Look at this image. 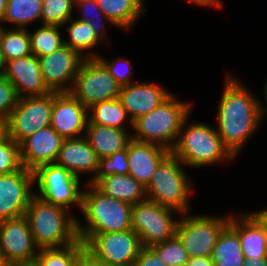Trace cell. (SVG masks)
<instances>
[{
  "instance_id": "6da1fadb",
  "label": "cell",
  "mask_w": 267,
  "mask_h": 266,
  "mask_svg": "<svg viewBox=\"0 0 267 266\" xmlns=\"http://www.w3.org/2000/svg\"><path fill=\"white\" fill-rule=\"evenodd\" d=\"M225 83L216 130L224 146L236 157L246 140L257 130L266 108L231 75L226 76Z\"/></svg>"
},
{
  "instance_id": "836d02e7",
  "label": "cell",
  "mask_w": 267,
  "mask_h": 266,
  "mask_svg": "<svg viewBox=\"0 0 267 266\" xmlns=\"http://www.w3.org/2000/svg\"><path fill=\"white\" fill-rule=\"evenodd\" d=\"M74 0H43L42 1V25L63 26L68 23L72 9L75 8Z\"/></svg>"
},
{
  "instance_id": "d4e9b609",
  "label": "cell",
  "mask_w": 267,
  "mask_h": 266,
  "mask_svg": "<svg viewBox=\"0 0 267 266\" xmlns=\"http://www.w3.org/2000/svg\"><path fill=\"white\" fill-rule=\"evenodd\" d=\"M210 259L214 266H244L246 260L239 236L229 224L220 232Z\"/></svg>"
},
{
  "instance_id": "4dcf8cb0",
  "label": "cell",
  "mask_w": 267,
  "mask_h": 266,
  "mask_svg": "<svg viewBox=\"0 0 267 266\" xmlns=\"http://www.w3.org/2000/svg\"><path fill=\"white\" fill-rule=\"evenodd\" d=\"M85 248L79 239L64 247L40 248L35 257L36 266H73L77 255Z\"/></svg>"
},
{
  "instance_id": "7402d4cb",
  "label": "cell",
  "mask_w": 267,
  "mask_h": 266,
  "mask_svg": "<svg viewBox=\"0 0 267 266\" xmlns=\"http://www.w3.org/2000/svg\"><path fill=\"white\" fill-rule=\"evenodd\" d=\"M228 224L239 236L245 259H267L265 226L252 212L242 213L237 218L231 215Z\"/></svg>"
},
{
  "instance_id": "7dc6e473",
  "label": "cell",
  "mask_w": 267,
  "mask_h": 266,
  "mask_svg": "<svg viewBox=\"0 0 267 266\" xmlns=\"http://www.w3.org/2000/svg\"><path fill=\"white\" fill-rule=\"evenodd\" d=\"M5 67H6V61H5L4 56H3L1 49H0V75L4 74Z\"/></svg>"
},
{
  "instance_id": "8d00e7d4",
  "label": "cell",
  "mask_w": 267,
  "mask_h": 266,
  "mask_svg": "<svg viewBox=\"0 0 267 266\" xmlns=\"http://www.w3.org/2000/svg\"><path fill=\"white\" fill-rule=\"evenodd\" d=\"M21 167L19 144L5 135L0 140V175L15 172Z\"/></svg>"
},
{
  "instance_id": "d6a6232c",
  "label": "cell",
  "mask_w": 267,
  "mask_h": 266,
  "mask_svg": "<svg viewBox=\"0 0 267 266\" xmlns=\"http://www.w3.org/2000/svg\"><path fill=\"white\" fill-rule=\"evenodd\" d=\"M150 248L167 266H185L190 258L176 234L164 242L152 245Z\"/></svg>"
},
{
  "instance_id": "484cf974",
  "label": "cell",
  "mask_w": 267,
  "mask_h": 266,
  "mask_svg": "<svg viewBox=\"0 0 267 266\" xmlns=\"http://www.w3.org/2000/svg\"><path fill=\"white\" fill-rule=\"evenodd\" d=\"M102 13L113 25L129 30L147 9L143 0H96Z\"/></svg>"
},
{
  "instance_id": "f35d334b",
  "label": "cell",
  "mask_w": 267,
  "mask_h": 266,
  "mask_svg": "<svg viewBox=\"0 0 267 266\" xmlns=\"http://www.w3.org/2000/svg\"><path fill=\"white\" fill-rule=\"evenodd\" d=\"M97 59L106 67L108 72L112 75V77L116 80V83L120 87L127 86L134 82L131 81L132 74V66L130 60H124L123 58H119L117 61H109L102 56H97ZM121 64V65H120ZM123 66V67H122ZM125 66V67H124Z\"/></svg>"
},
{
  "instance_id": "8992f818",
  "label": "cell",
  "mask_w": 267,
  "mask_h": 266,
  "mask_svg": "<svg viewBox=\"0 0 267 266\" xmlns=\"http://www.w3.org/2000/svg\"><path fill=\"white\" fill-rule=\"evenodd\" d=\"M184 165L170 152L157 166L150 183L145 187L147 199L160 206L186 214L189 211L191 182L183 170Z\"/></svg>"
},
{
  "instance_id": "9c48e42d",
  "label": "cell",
  "mask_w": 267,
  "mask_h": 266,
  "mask_svg": "<svg viewBox=\"0 0 267 266\" xmlns=\"http://www.w3.org/2000/svg\"><path fill=\"white\" fill-rule=\"evenodd\" d=\"M120 88L97 58H85L69 92L88 109L96 103L119 98Z\"/></svg>"
},
{
  "instance_id": "e0dca14e",
  "label": "cell",
  "mask_w": 267,
  "mask_h": 266,
  "mask_svg": "<svg viewBox=\"0 0 267 266\" xmlns=\"http://www.w3.org/2000/svg\"><path fill=\"white\" fill-rule=\"evenodd\" d=\"M64 140L51 126L28 136L19 143L22 166L34 171L41 165L54 163Z\"/></svg>"
},
{
  "instance_id": "5b68a950",
  "label": "cell",
  "mask_w": 267,
  "mask_h": 266,
  "mask_svg": "<svg viewBox=\"0 0 267 266\" xmlns=\"http://www.w3.org/2000/svg\"><path fill=\"white\" fill-rule=\"evenodd\" d=\"M185 119L178 140L171 152L189 167H204L235 158L224 146L216 129L204 123H193L184 130ZM185 125V126H184Z\"/></svg>"
},
{
  "instance_id": "f546056e",
  "label": "cell",
  "mask_w": 267,
  "mask_h": 266,
  "mask_svg": "<svg viewBox=\"0 0 267 266\" xmlns=\"http://www.w3.org/2000/svg\"><path fill=\"white\" fill-rule=\"evenodd\" d=\"M43 0H7L1 22L13 23L16 28H26L32 21L41 19Z\"/></svg>"
},
{
  "instance_id": "8fae6325",
  "label": "cell",
  "mask_w": 267,
  "mask_h": 266,
  "mask_svg": "<svg viewBox=\"0 0 267 266\" xmlns=\"http://www.w3.org/2000/svg\"><path fill=\"white\" fill-rule=\"evenodd\" d=\"M53 91L43 96L21 97L6 121V135L20 143L38 130L51 126Z\"/></svg>"
},
{
  "instance_id": "3957f363",
  "label": "cell",
  "mask_w": 267,
  "mask_h": 266,
  "mask_svg": "<svg viewBox=\"0 0 267 266\" xmlns=\"http://www.w3.org/2000/svg\"><path fill=\"white\" fill-rule=\"evenodd\" d=\"M191 104L178 101L171 94L159 106L133 122L136 141L154 143L171 151L177 140L181 127L187 117Z\"/></svg>"
},
{
  "instance_id": "816d5d0a",
  "label": "cell",
  "mask_w": 267,
  "mask_h": 266,
  "mask_svg": "<svg viewBox=\"0 0 267 266\" xmlns=\"http://www.w3.org/2000/svg\"><path fill=\"white\" fill-rule=\"evenodd\" d=\"M0 266H8V265H5L0 257Z\"/></svg>"
},
{
  "instance_id": "5bb4252c",
  "label": "cell",
  "mask_w": 267,
  "mask_h": 266,
  "mask_svg": "<svg viewBox=\"0 0 267 266\" xmlns=\"http://www.w3.org/2000/svg\"><path fill=\"white\" fill-rule=\"evenodd\" d=\"M84 59L66 45L53 53L38 57L47 87L55 92H69Z\"/></svg>"
},
{
  "instance_id": "4316f807",
  "label": "cell",
  "mask_w": 267,
  "mask_h": 266,
  "mask_svg": "<svg viewBox=\"0 0 267 266\" xmlns=\"http://www.w3.org/2000/svg\"><path fill=\"white\" fill-rule=\"evenodd\" d=\"M119 98L96 103L88 108V123L126 130L124 120L128 117Z\"/></svg>"
},
{
  "instance_id": "2e32d148",
  "label": "cell",
  "mask_w": 267,
  "mask_h": 266,
  "mask_svg": "<svg viewBox=\"0 0 267 266\" xmlns=\"http://www.w3.org/2000/svg\"><path fill=\"white\" fill-rule=\"evenodd\" d=\"M87 123L88 109L79 100L70 92L53 91L51 127L60 136L79 138L86 131Z\"/></svg>"
},
{
  "instance_id": "ffe728a7",
  "label": "cell",
  "mask_w": 267,
  "mask_h": 266,
  "mask_svg": "<svg viewBox=\"0 0 267 266\" xmlns=\"http://www.w3.org/2000/svg\"><path fill=\"white\" fill-rule=\"evenodd\" d=\"M170 152L160 145L132 139L127 147L128 174L146 187L159 163Z\"/></svg>"
},
{
  "instance_id": "60d3db41",
  "label": "cell",
  "mask_w": 267,
  "mask_h": 266,
  "mask_svg": "<svg viewBox=\"0 0 267 266\" xmlns=\"http://www.w3.org/2000/svg\"><path fill=\"white\" fill-rule=\"evenodd\" d=\"M73 266H110L96 258L89 250L84 248L78 255Z\"/></svg>"
},
{
  "instance_id": "f907efd6",
  "label": "cell",
  "mask_w": 267,
  "mask_h": 266,
  "mask_svg": "<svg viewBox=\"0 0 267 266\" xmlns=\"http://www.w3.org/2000/svg\"><path fill=\"white\" fill-rule=\"evenodd\" d=\"M11 266H36V265L32 263V264H16V265H11Z\"/></svg>"
},
{
  "instance_id": "83f0119b",
  "label": "cell",
  "mask_w": 267,
  "mask_h": 266,
  "mask_svg": "<svg viewBox=\"0 0 267 266\" xmlns=\"http://www.w3.org/2000/svg\"><path fill=\"white\" fill-rule=\"evenodd\" d=\"M70 22V26H67L66 31L68 39L64 40V45L70 47L74 51L78 52L84 58H97L96 53H83L86 50L93 49L94 46L98 45L101 40L94 29H92L87 23L80 21L78 19L68 20ZM85 54V55H84Z\"/></svg>"
},
{
  "instance_id": "ba28073f",
  "label": "cell",
  "mask_w": 267,
  "mask_h": 266,
  "mask_svg": "<svg viewBox=\"0 0 267 266\" xmlns=\"http://www.w3.org/2000/svg\"><path fill=\"white\" fill-rule=\"evenodd\" d=\"M96 258L110 266H133L143 248L140 237L132 230L98 234H78Z\"/></svg>"
},
{
  "instance_id": "c3c4849f",
  "label": "cell",
  "mask_w": 267,
  "mask_h": 266,
  "mask_svg": "<svg viewBox=\"0 0 267 266\" xmlns=\"http://www.w3.org/2000/svg\"><path fill=\"white\" fill-rule=\"evenodd\" d=\"M6 135V122L0 120V140Z\"/></svg>"
},
{
  "instance_id": "7a4b0ae2",
  "label": "cell",
  "mask_w": 267,
  "mask_h": 266,
  "mask_svg": "<svg viewBox=\"0 0 267 266\" xmlns=\"http://www.w3.org/2000/svg\"><path fill=\"white\" fill-rule=\"evenodd\" d=\"M63 207L49 204L34 195L25 216L35 244L40 248L64 247L79 240L76 217Z\"/></svg>"
},
{
  "instance_id": "bcb514c9",
  "label": "cell",
  "mask_w": 267,
  "mask_h": 266,
  "mask_svg": "<svg viewBox=\"0 0 267 266\" xmlns=\"http://www.w3.org/2000/svg\"><path fill=\"white\" fill-rule=\"evenodd\" d=\"M7 7V0H0V22L5 14Z\"/></svg>"
},
{
  "instance_id": "d590c367",
  "label": "cell",
  "mask_w": 267,
  "mask_h": 266,
  "mask_svg": "<svg viewBox=\"0 0 267 266\" xmlns=\"http://www.w3.org/2000/svg\"><path fill=\"white\" fill-rule=\"evenodd\" d=\"M128 172L129 164L126 148L122 151L115 152L109 157L99 159L98 171L95 177L91 181H88V183L94 185L102 177L112 174L128 175Z\"/></svg>"
},
{
  "instance_id": "f1b7e54d",
  "label": "cell",
  "mask_w": 267,
  "mask_h": 266,
  "mask_svg": "<svg viewBox=\"0 0 267 266\" xmlns=\"http://www.w3.org/2000/svg\"><path fill=\"white\" fill-rule=\"evenodd\" d=\"M5 29L0 25V49L5 61L32 54L30 36L26 28Z\"/></svg>"
},
{
  "instance_id": "d6986e66",
  "label": "cell",
  "mask_w": 267,
  "mask_h": 266,
  "mask_svg": "<svg viewBox=\"0 0 267 266\" xmlns=\"http://www.w3.org/2000/svg\"><path fill=\"white\" fill-rule=\"evenodd\" d=\"M171 93L157 83H132L120 88L119 99L130 118L129 123L151 112L166 100Z\"/></svg>"
},
{
  "instance_id": "1f68e13d",
  "label": "cell",
  "mask_w": 267,
  "mask_h": 266,
  "mask_svg": "<svg viewBox=\"0 0 267 266\" xmlns=\"http://www.w3.org/2000/svg\"><path fill=\"white\" fill-rule=\"evenodd\" d=\"M61 26L42 25L30 36L31 52L37 57L44 56L64 46V39L60 35Z\"/></svg>"
},
{
  "instance_id": "e575fe53",
  "label": "cell",
  "mask_w": 267,
  "mask_h": 266,
  "mask_svg": "<svg viewBox=\"0 0 267 266\" xmlns=\"http://www.w3.org/2000/svg\"><path fill=\"white\" fill-rule=\"evenodd\" d=\"M75 4L77 5L75 7L82 12V16L77 19L87 23L92 29H94V32L101 40H106V29H104L105 26L103 20L105 19V21H108L111 24L113 23L102 13L96 0H75Z\"/></svg>"
},
{
  "instance_id": "7c38bea8",
  "label": "cell",
  "mask_w": 267,
  "mask_h": 266,
  "mask_svg": "<svg viewBox=\"0 0 267 266\" xmlns=\"http://www.w3.org/2000/svg\"><path fill=\"white\" fill-rule=\"evenodd\" d=\"M187 214H181L176 235L190 258L210 257L220 232L229 223L230 215L228 218H223L207 215L187 216Z\"/></svg>"
},
{
  "instance_id": "b9f144b4",
  "label": "cell",
  "mask_w": 267,
  "mask_h": 266,
  "mask_svg": "<svg viewBox=\"0 0 267 266\" xmlns=\"http://www.w3.org/2000/svg\"><path fill=\"white\" fill-rule=\"evenodd\" d=\"M185 266H214L210 257H192Z\"/></svg>"
},
{
  "instance_id": "cb8c5ba5",
  "label": "cell",
  "mask_w": 267,
  "mask_h": 266,
  "mask_svg": "<svg viewBox=\"0 0 267 266\" xmlns=\"http://www.w3.org/2000/svg\"><path fill=\"white\" fill-rule=\"evenodd\" d=\"M94 186L106 196L131 205L147 199L145 186L129 174H112L102 177Z\"/></svg>"
},
{
  "instance_id": "52a82bcc",
  "label": "cell",
  "mask_w": 267,
  "mask_h": 266,
  "mask_svg": "<svg viewBox=\"0 0 267 266\" xmlns=\"http://www.w3.org/2000/svg\"><path fill=\"white\" fill-rule=\"evenodd\" d=\"M34 183H37L41 200L60 206L69 211L70 205H78L82 209V189L80 178L74 176L66 168L49 163L37 167L33 171Z\"/></svg>"
},
{
  "instance_id": "7bdbcfd3",
  "label": "cell",
  "mask_w": 267,
  "mask_h": 266,
  "mask_svg": "<svg viewBox=\"0 0 267 266\" xmlns=\"http://www.w3.org/2000/svg\"><path fill=\"white\" fill-rule=\"evenodd\" d=\"M191 1L197 5L202 6H214L217 8H222V2L221 0H188Z\"/></svg>"
},
{
  "instance_id": "f6af8a7d",
  "label": "cell",
  "mask_w": 267,
  "mask_h": 266,
  "mask_svg": "<svg viewBox=\"0 0 267 266\" xmlns=\"http://www.w3.org/2000/svg\"><path fill=\"white\" fill-rule=\"evenodd\" d=\"M244 266H267V259H245Z\"/></svg>"
},
{
  "instance_id": "ac0fdd59",
  "label": "cell",
  "mask_w": 267,
  "mask_h": 266,
  "mask_svg": "<svg viewBox=\"0 0 267 266\" xmlns=\"http://www.w3.org/2000/svg\"><path fill=\"white\" fill-rule=\"evenodd\" d=\"M4 75L16 88L20 98L52 92L43 80L38 57L34 54L6 61Z\"/></svg>"
},
{
  "instance_id": "277c9868",
  "label": "cell",
  "mask_w": 267,
  "mask_h": 266,
  "mask_svg": "<svg viewBox=\"0 0 267 266\" xmlns=\"http://www.w3.org/2000/svg\"><path fill=\"white\" fill-rule=\"evenodd\" d=\"M85 186L87 189L83 190L81 212L87 225L84 227L77 221L78 234H98L132 229L131 204L106 196L88 182Z\"/></svg>"
},
{
  "instance_id": "44dd1931",
  "label": "cell",
  "mask_w": 267,
  "mask_h": 266,
  "mask_svg": "<svg viewBox=\"0 0 267 266\" xmlns=\"http://www.w3.org/2000/svg\"><path fill=\"white\" fill-rule=\"evenodd\" d=\"M54 163L66 168L78 178L80 173L92 172L94 175L91 181L98 171L99 158L83 135L79 138L65 139Z\"/></svg>"
},
{
  "instance_id": "74e56055",
  "label": "cell",
  "mask_w": 267,
  "mask_h": 266,
  "mask_svg": "<svg viewBox=\"0 0 267 266\" xmlns=\"http://www.w3.org/2000/svg\"><path fill=\"white\" fill-rule=\"evenodd\" d=\"M20 97L16 88L5 77L4 74L0 75V120L6 122L16 107Z\"/></svg>"
},
{
  "instance_id": "ee69618b",
  "label": "cell",
  "mask_w": 267,
  "mask_h": 266,
  "mask_svg": "<svg viewBox=\"0 0 267 266\" xmlns=\"http://www.w3.org/2000/svg\"><path fill=\"white\" fill-rule=\"evenodd\" d=\"M253 214L263 223L267 233V209H262V211L253 212Z\"/></svg>"
},
{
  "instance_id": "30bf717a",
  "label": "cell",
  "mask_w": 267,
  "mask_h": 266,
  "mask_svg": "<svg viewBox=\"0 0 267 266\" xmlns=\"http://www.w3.org/2000/svg\"><path fill=\"white\" fill-rule=\"evenodd\" d=\"M178 211L146 199L132 205L131 226L143 247L164 242L176 234L178 221L172 213Z\"/></svg>"
},
{
  "instance_id": "ab89813d",
  "label": "cell",
  "mask_w": 267,
  "mask_h": 266,
  "mask_svg": "<svg viewBox=\"0 0 267 266\" xmlns=\"http://www.w3.org/2000/svg\"><path fill=\"white\" fill-rule=\"evenodd\" d=\"M133 266H167L150 247H143Z\"/></svg>"
},
{
  "instance_id": "4fadbf2b",
  "label": "cell",
  "mask_w": 267,
  "mask_h": 266,
  "mask_svg": "<svg viewBox=\"0 0 267 266\" xmlns=\"http://www.w3.org/2000/svg\"><path fill=\"white\" fill-rule=\"evenodd\" d=\"M38 251L25 215L0 221V257L5 265L32 264Z\"/></svg>"
},
{
  "instance_id": "681fc988",
  "label": "cell",
  "mask_w": 267,
  "mask_h": 266,
  "mask_svg": "<svg viewBox=\"0 0 267 266\" xmlns=\"http://www.w3.org/2000/svg\"><path fill=\"white\" fill-rule=\"evenodd\" d=\"M265 88H264V94H265V101H266V103H267V80H266V83H265V86H264Z\"/></svg>"
},
{
  "instance_id": "603a6c76",
  "label": "cell",
  "mask_w": 267,
  "mask_h": 266,
  "mask_svg": "<svg viewBox=\"0 0 267 266\" xmlns=\"http://www.w3.org/2000/svg\"><path fill=\"white\" fill-rule=\"evenodd\" d=\"M84 134L99 159L126 149L133 139L126 130L99 124H87Z\"/></svg>"
},
{
  "instance_id": "9a60e30c",
  "label": "cell",
  "mask_w": 267,
  "mask_h": 266,
  "mask_svg": "<svg viewBox=\"0 0 267 266\" xmlns=\"http://www.w3.org/2000/svg\"><path fill=\"white\" fill-rule=\"evenodd\" d=\"M33 171L25 167L0 175V221L25 215L30 200L34 196Z\"/></svg>"
}]
</instances>
